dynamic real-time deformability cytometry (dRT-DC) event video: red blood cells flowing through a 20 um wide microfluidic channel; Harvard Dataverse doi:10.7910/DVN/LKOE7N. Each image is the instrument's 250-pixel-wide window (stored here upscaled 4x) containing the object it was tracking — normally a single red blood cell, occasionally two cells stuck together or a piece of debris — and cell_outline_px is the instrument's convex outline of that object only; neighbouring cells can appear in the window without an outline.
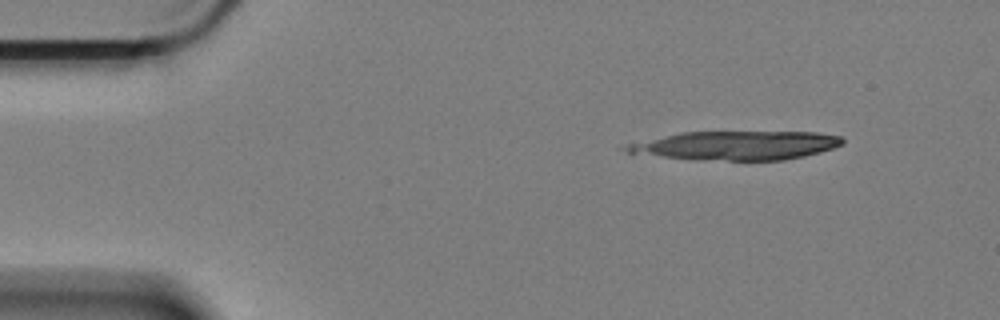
{"species": "Egyptian fruit bat (a non-hibernating species)", "species_latin": "Rousettus aegyptiacus", "temperature_condition": "cold", "stored_images_in_passage": 47, "camera_frame_rate_fps": 3000, "um_per_image_px": 0.085, "animal": {"sex": "female"}, "frame": {"image": 1, "passage_image": 1, "time_ms": 0.0, "image_size_px": [1000, 320], "cell_outline_px": [[844, 144], [820, 152], [804, 156], [784, 160], [728, 160], [664, 156], [628, 152], [616, 148], [628, 144], [680, 132], [816, 132], [840, 136], [844, 140]], "centroid_in_image_um": [62.63, 12.35], "position_along_channel_um": 22.4, "area_um2": 35.72}}